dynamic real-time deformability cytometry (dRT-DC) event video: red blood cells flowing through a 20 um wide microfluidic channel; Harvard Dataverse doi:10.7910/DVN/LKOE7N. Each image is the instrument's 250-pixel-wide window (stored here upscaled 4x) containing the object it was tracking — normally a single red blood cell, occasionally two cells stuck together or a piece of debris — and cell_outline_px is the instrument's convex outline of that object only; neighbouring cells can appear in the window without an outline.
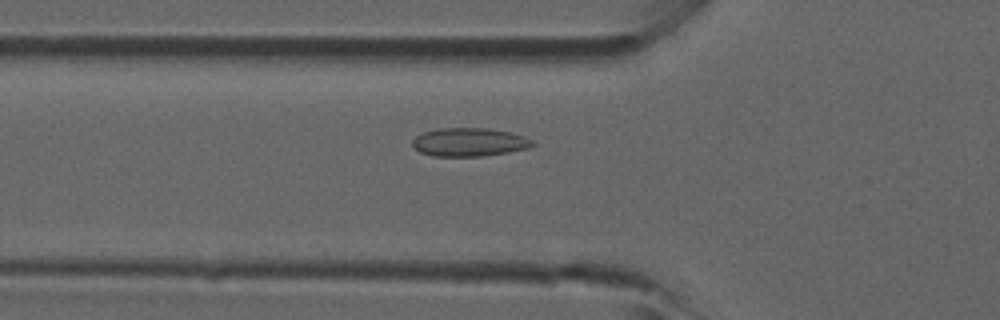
{"species": "common noctule bat (a hibernating species)", "species_latin": "Nyctalus noctula", "temperature_condition": "room temperature", "stored_images_in_passage": 46, "camera_frame_rate_fps": 3000, "um_per_image_px": 0.085, "animal": {"sex": "male", "forearm_length_mm": 52.5}, "frame": {"image": 1, "passage_image": 16, "time_ms": 5.0, "image_size_px": [1000, 320], "cell_outline_px": [[536, 144], [528, 148], [508, 152], [480, 156], [432, 156], [420, 152], [412, 148], [412, 140], [416, 136], [424, 132], [440, 128], [488, 128], [508, 132], [524, 136], [532, 140]], "centroid_in_image_um": [39.86, 12.08], "position_along_channel_um": 85.9, "area_um2": 19.88}}
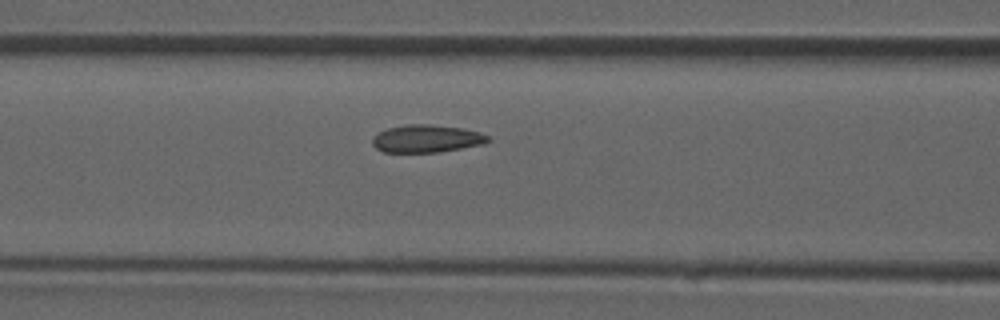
{"frame": {"image": 2, "passage_image": 19, "time_ms": 6.0, "image_size_px": [1000, 320], "cell_outline_px": [[492, 140], [484, 144], [440, 152], [384, 152], [376, 148], [372, 144], [372, 136], [388, 128], [408, 124], [428, 124], [464, 128], [480, 132], [488, 136]], "centroid_in_image_um": [36.28, 11.78], "position_along_channel_um": 130.3, "area_um2": 18.73}}
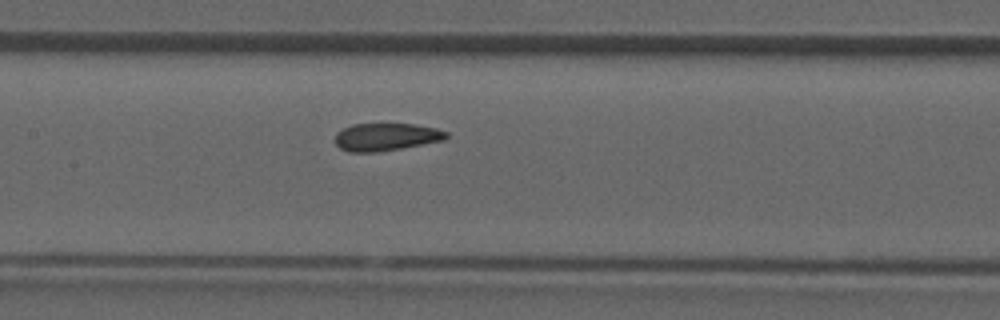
{"frame": {"image": 3, "passage_image": 22, "time_ms": 7.0, "image_size_px": [1000, 320], "cell_outline_px": [[448, 136], [444, 140], [400, 148], [376, 152], [348, 152], [340, 148], [336, 144], [336, 132], [352, 124], [416, 124], [436, 128], [448, 132]], "centroid_in_image_um": [32.81, 11.63], "position_along_channel_um": 174.6, "area_um2": 17.8}}